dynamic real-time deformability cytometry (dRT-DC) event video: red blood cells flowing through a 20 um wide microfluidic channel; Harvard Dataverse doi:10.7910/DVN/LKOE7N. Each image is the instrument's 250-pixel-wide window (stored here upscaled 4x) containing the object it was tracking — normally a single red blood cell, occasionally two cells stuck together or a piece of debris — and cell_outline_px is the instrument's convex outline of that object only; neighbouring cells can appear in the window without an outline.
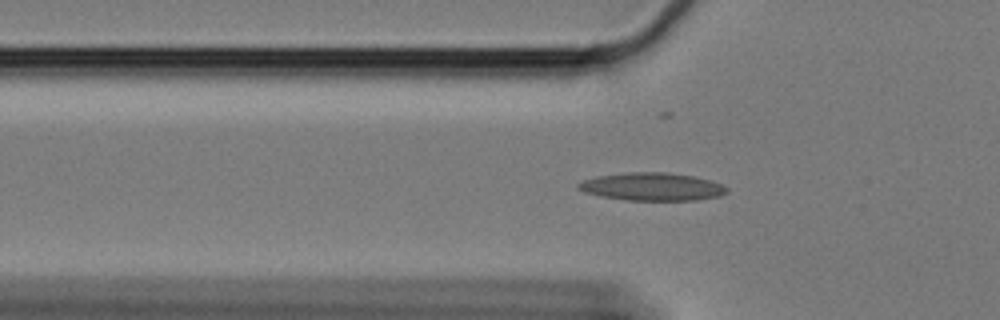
{"species": "Egyptian fruit bat (a non-hibernating species)", "species_latin": "Rousettus aegyptiacus", "temperature_condition": "cold", "stored_images_in_passage": 44, "camera_frame_rate_fps": 3000, "um_per_image_px": 0.085, "animal": {"sex": "female"}, "frame": {"image": 1, "passage_image": 4, "time_ms": 1.0, "image_size_px": [1000, 320], "cell_outline_px": [[728, 192], [720, 196], [696, 200], [628, 200], [604, 196], [584, 192], [576, 188], [576, 184], [584, 180], [596, 176], [628, 172], [668, 172], [692, 176], [708, 180], [720, 184], [728, 188]], "centroid_in_image_um": [55.42, 15.86], "position_along_channel_um": 70.4, "area_um2": 23.99}}
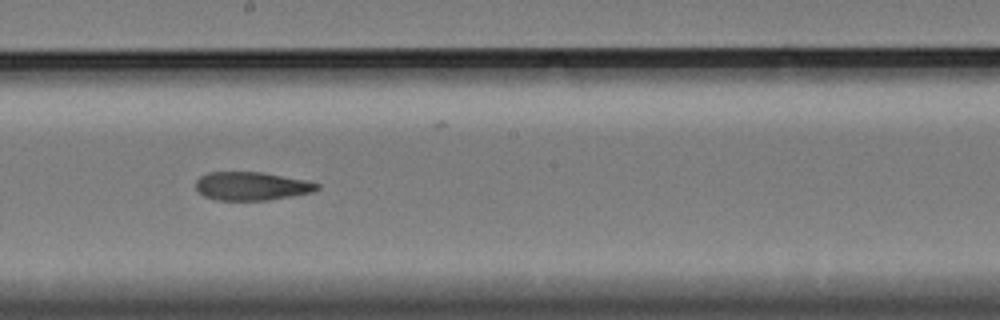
{"frame": {"image": 2, "passage_image": 18, "time_ms": 5.667, "image_size_px": [1000, 320], "cell_outline_px": [[320, 188], [312, 192], [292, 196], [268, 200], [216, 200], [204, 196], [196, 188], [196, 180], [200, 176], [208, 172], [260, 172], [304, 180], [320, 184]], "centroid_in_image_um": [21.37, 15.82], "position_along_channel_um": 226.8, "area_um2": 19.94}}
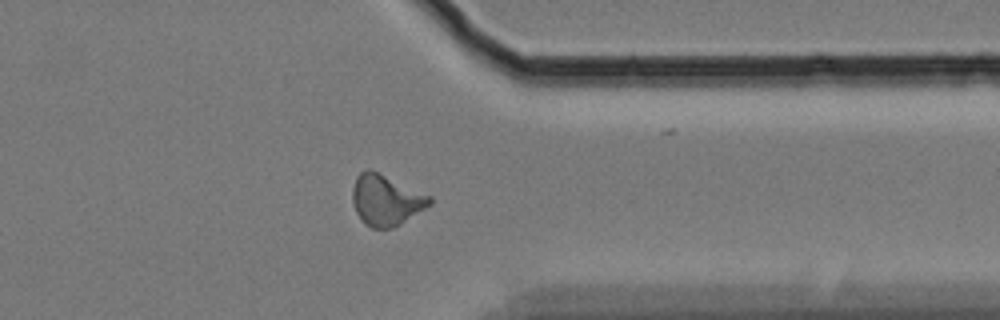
{"frame": {"image": 3, "passage_image": 32, "time_ms": 10.333, "image_size_px": [1000, 320], "cell_outline_px": [[432, 204], [400, 224], [392, 228], [372, 228], [364, 224], [356, 212], [352, 200], [352, 188], [356, 176], [360, 172], [368, 168], [432, 196]], "centroid_in_image_um": [32.8, 17.01], "position_along_channel_um": 378.6, "area_um2": 22.83}, "authors_computed_cell_mechanics": {"area_um2": 20.9525, "velocity_mm_per_s": 3.334, "shape_relaxation_time_tau1_ms": 11.3862, "shape_relaxation_time_tau2_ms": 4.3721, "deformation_change_tau1": 0.2536, "deformation_change_tau2": 0.1319}}